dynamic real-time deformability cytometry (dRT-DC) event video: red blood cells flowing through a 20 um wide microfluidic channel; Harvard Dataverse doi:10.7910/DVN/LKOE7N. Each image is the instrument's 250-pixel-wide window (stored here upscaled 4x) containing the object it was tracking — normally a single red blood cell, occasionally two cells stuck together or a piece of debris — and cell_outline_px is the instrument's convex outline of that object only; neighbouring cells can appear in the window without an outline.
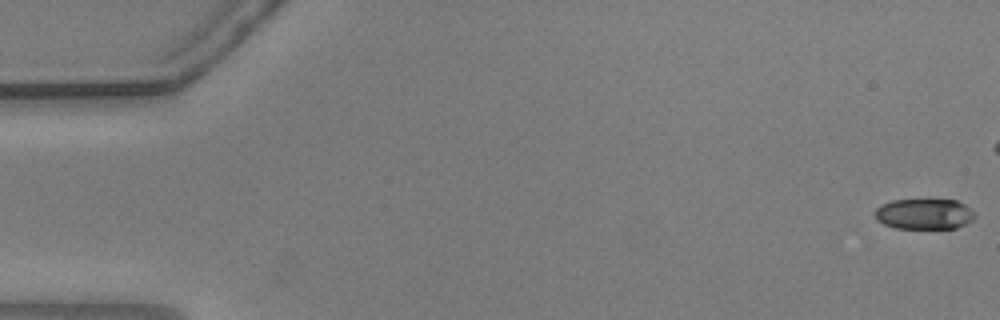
{"species": "common noctule bat (a hibernating species)", "species_latin": "Nyctalus noctula", "temperature_condition": "warm", "stored_images_in_passage": 12, "camera_frame_rate_fps": 3000, "um_per_image_px": 0.085, "animal": {"sex": "male", "body_mass_g": 20.5, "forearm_length_mm": 52.5}, "frame": {"image": 1, "passage_image": 1, "time_ms": 0.0, "image_size_px": [1000, 320], "cell_outline_px": [[976, 216], [972, 220], [956, 228], [896, 228], [884, 224], [876, 220], [872, 212], [880, 204], [892, 200], [956, 200], [964, 204]], "centroid_in_image_um": [78.49, 18.18], "position_along_channel_um": 6.5, "area_um2": 17.8}}